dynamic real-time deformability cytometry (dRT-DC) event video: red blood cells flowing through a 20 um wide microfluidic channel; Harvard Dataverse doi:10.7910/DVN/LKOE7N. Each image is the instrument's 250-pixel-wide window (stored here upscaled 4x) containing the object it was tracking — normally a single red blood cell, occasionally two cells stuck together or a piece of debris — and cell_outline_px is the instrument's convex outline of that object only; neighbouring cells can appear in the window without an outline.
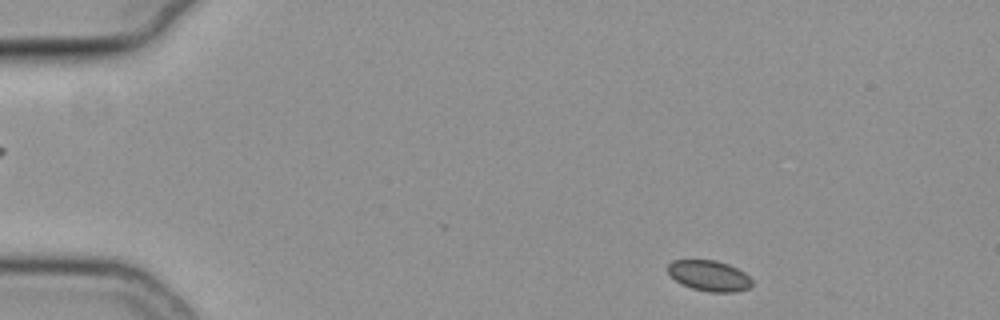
{"species": "common noctule bat (a hibernating species)", "species_latin": "Nyctalus noctula", "temperature_condition": "cold", "stored_images_in_passage": 21, "camera_frame_rate_fps": 3000, "um_per_image_px": 0.085, "animal": {"sex": "female", "body_mass_g": 19.3, "forearm_length_mm": 54.1}, "frame": {"image": 1, "passage_image": 1, "time_ms": 0.0, "image_size_px": [1000, 320], "cell_outline_px": [[752, 284], [748, 288], [736, 292], [708, 292], [692, 288], [680, 284], [664, 268], [672, 260], [716, 260], [728, 264], [744, 272], [752, 280]], "centroid_in_image_um": [60.25, 23.43], "position_along_channel_um": 24.8, "area_um2": 15.14}}
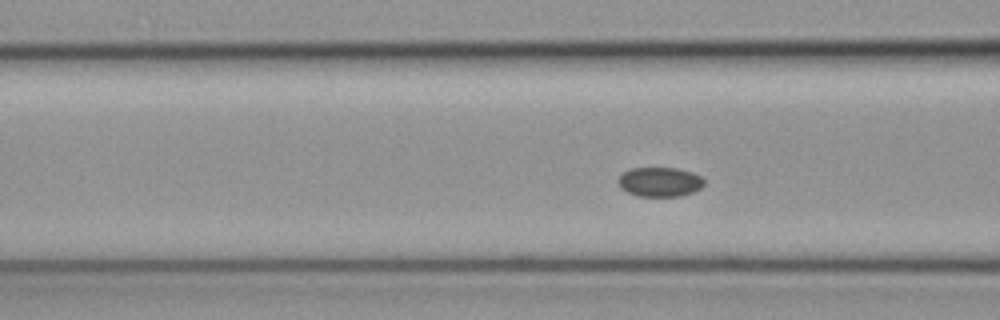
{"frame": {"image": 2, "passage_image": 15, "time_ms": 4.667, "image_size_px": [1000, 320], "cell_outline_px": [[704, 184], [700, 188], [692, 192], [680, 196], [636, 196], [620, 188], [616, 180], [624, 172], [632, 168], [676, 168], [692, 172], [700, 176], [704, 180]], "centroid_in_image_um": [56.06, 15.46], "position_along_channel_um": 110.5, "area_um2": 14.74}}
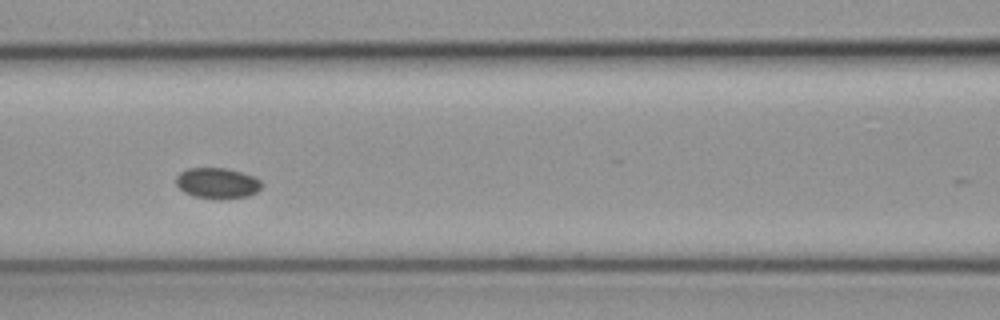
{"frame": {"image": 3, "passage_image": 18, "time_ms": 5.667, "image_size_px": [1000, 320], "cell_outline_px": [[260, 188], [256, 192], [248, 196], [196, 196], [184, 192], [176, 184], [176, 176], [180, 172], [188, 168], [224, 168], [240, 172], [252, 176], [260, 180]], "centroid_in_image_um": [18.43, 15.51], "position_along_channel_um": 148.2, "area_um2": 14.45}}